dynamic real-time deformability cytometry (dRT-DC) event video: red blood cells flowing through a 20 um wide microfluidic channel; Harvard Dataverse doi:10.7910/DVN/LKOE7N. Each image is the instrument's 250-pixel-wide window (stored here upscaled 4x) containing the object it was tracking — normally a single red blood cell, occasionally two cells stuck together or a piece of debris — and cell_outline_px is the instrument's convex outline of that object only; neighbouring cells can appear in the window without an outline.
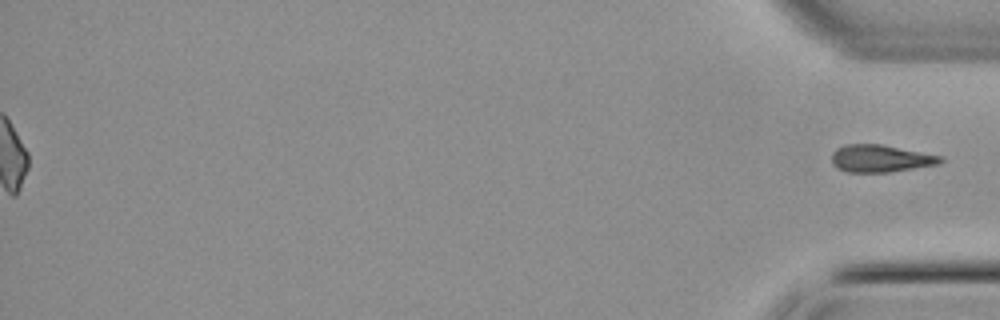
{"species": "common noctule bat (a hibernating species)", "species_latin": "Nyctalus noctula", "temperature_condition": "cold", "stored_images_in_passage": 50, "segment_of_instrument_passage": [2, 2], "camera_frame_rate_fps": 3000, "um_per_image_px": 0.085, "animal": {"sex": "male", "body_mass_g": 21.5, "forearm_length_mm": 52.0}, "frame": {"image": 1, "passage_image": 50, "time_ms": 16.333, "image_size_px": [1000, 320], "cell_outline_px": [[944, 160], [940, 164], [888, 172], [844, 172], [836, 168], [832, 164], [832, 152], [836, 148], [844, 144], [880, 144], [944, 156]], "centroid_in_image_um": [74.83, 13.47], "position_along_channel_um": 360.4, "area_um2": 17.51}}